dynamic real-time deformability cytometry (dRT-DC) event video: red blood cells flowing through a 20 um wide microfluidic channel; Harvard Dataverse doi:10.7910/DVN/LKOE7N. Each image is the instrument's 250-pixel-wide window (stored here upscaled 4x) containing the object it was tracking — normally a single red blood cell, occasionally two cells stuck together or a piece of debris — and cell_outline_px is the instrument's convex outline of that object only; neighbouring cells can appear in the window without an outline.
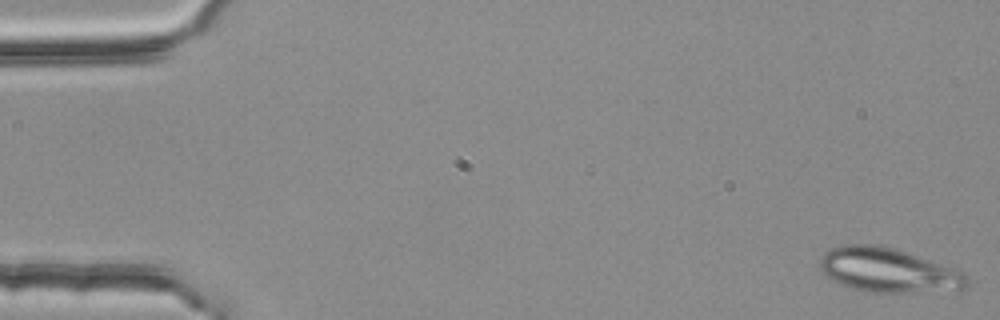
{"species": "common noctule bat (a hibernating species)", "species_latin": "Nyctalus noctula", "temperature_condition": "room temperature", "stored_images_in_passage": 4, "camera_frame_rate_fps": 3000, "um_per_image_px": 0.085, "animal": {"sex": "female", "body_mass_g": 25.1}, "frame": {"image": 1, "passage_image": 1, "time_ms": 0.0, "image_size_px": [1000, 320], "cell_outline_px": [[968, 284], [964, 288], [912, 292], [868, 292], [852, 288], [840, 284], [832, 280], [820, 268], [820, 256], [828, 248], [844, 244], [880, 244], [896, 248], [960, 272], [968, 280]], "centroid_in_image_um": [75.37, 22.94], "position_along_channel_um": 9.6, "area_um2": 37.34}}